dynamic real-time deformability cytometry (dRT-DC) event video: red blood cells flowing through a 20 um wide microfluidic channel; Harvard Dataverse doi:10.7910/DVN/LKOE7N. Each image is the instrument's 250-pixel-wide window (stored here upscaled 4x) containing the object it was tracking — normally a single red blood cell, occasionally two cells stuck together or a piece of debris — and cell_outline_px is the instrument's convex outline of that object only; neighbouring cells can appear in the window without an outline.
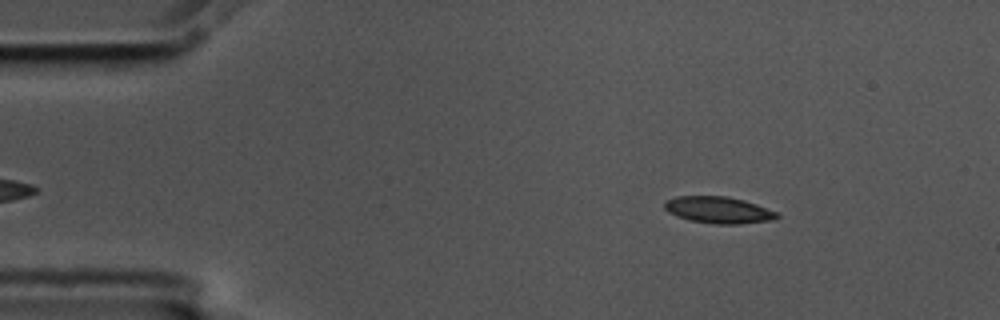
{"species": "common noctule bat (a hibernating species)", "species_latin": "Nyctalus noctula", "temperature_condition": "cold", "stored_images_in_passage": 53, "camera_frame_rate_fps": 3000, "um_per_image_px": 0.085, "animal": {"sex": "male", "body_mass_g": 17.5, "forearm_length_mm": 52.3}, "frame": {"image": 1, "passage_image": 5, "time_ms": 1.333, "image_size_px": [1000, 320], "cell_outline_px": [[780, 216], [776, 220], [740, 224], [716, 224], [692, 220], [676, 216], [668, 212], [664, 208], [664, 200], [676, 196], [728, 196], [744, 200], [756, 204], [776, 212]], "centroid_in_image_um": [61.07, 17.84], "position_along_channel_um": 23.9, "area_um2": 17.57}}
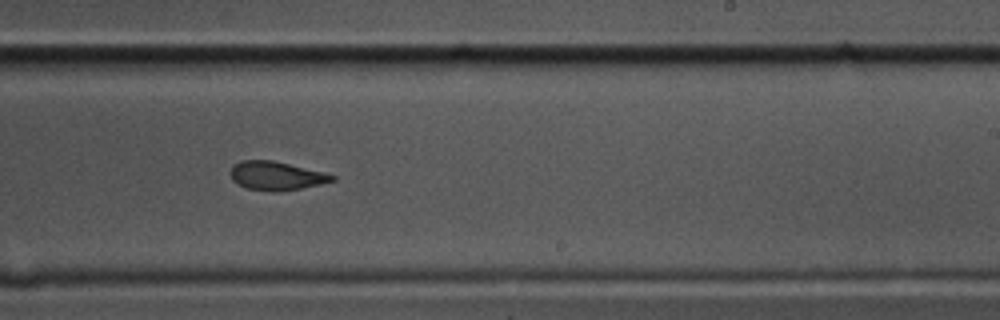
{"frame": {"image": 2, "passage_image": 31, "time_ms": 10.0, "image_size_px": [1000, 320], "cell_outline_px": [[336, 180], [320, 184], [300, 188], [276, 192], [272, 192], [244, 188], [232, 180], [232, 164], [240, 160], [272, 160], [324, 172], [336, 176]], "centroid_in_image_um": [23.47, 14.94], "position_along_channel_um": 265.5, "area_um2": 16.99}}
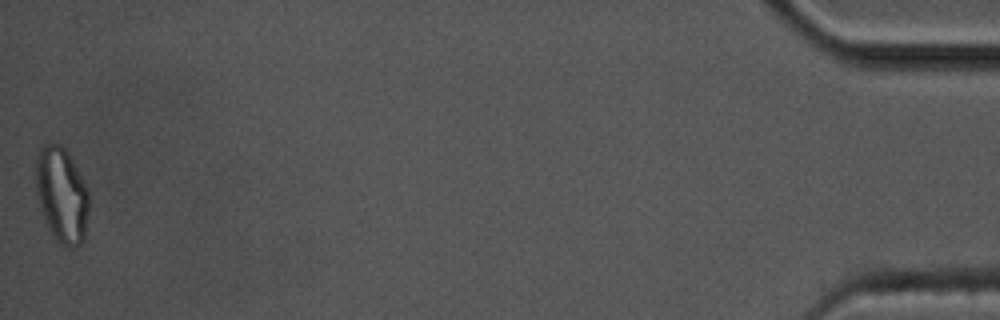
{"frame": {"image": 3, "passage_image": 53, "time_ms": 17.333, "image_size_px": [1000, 320], "cell_outline_px": [[88, 208], [84, 240], [76, 248], [68, 248], [60, 244], [56, 240], [48, 228], [44, 220], [36, 196], [36, 160], [40, 148], [44, 144], [60, 144], [68, 152], [88, 188]], "centroid_in_image_um": [5.24, 16.6], "position_along_channel_um": 430.0, "area_um2": 29.71}, "authors_computed_cell_mechanics": {"area_um2": 17.918, "velocity_mm_per_s": 3.5663, "shape_relaxation_time_tau1_ms": 5.0032, "shape_relaxation_time_tau2_ms": 3.4111, "deformation_change_tau1": 0.1541, "deformation_change_tau2": 0.0953}}